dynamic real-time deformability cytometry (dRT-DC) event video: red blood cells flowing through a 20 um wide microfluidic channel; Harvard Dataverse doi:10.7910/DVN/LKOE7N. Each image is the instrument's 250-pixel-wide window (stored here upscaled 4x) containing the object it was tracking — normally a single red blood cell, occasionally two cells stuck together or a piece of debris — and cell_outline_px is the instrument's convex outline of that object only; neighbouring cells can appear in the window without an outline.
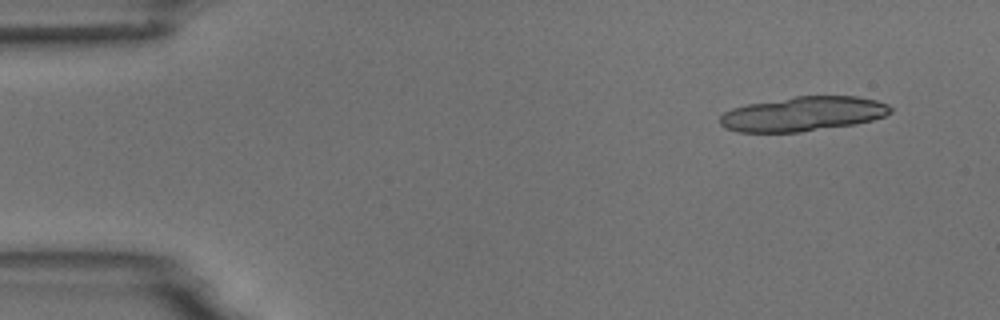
{"species": "common noctule bat (a hibernating species)", "species_latin": "Nyctalus noctula", "temperature_condition": "room temperature", "stored_images_in_passage": 8, "camera_frame_rate_fps": 3000, "um_per_image_px": 0.085, "animal": {"sex": "male", "body_mass_g": 18.8}, "frame": {"image": 1, "passage_image": 1, "time_ms": 0.0, "image_size_px": [1000, 320], "cell_outline_px": [[892, 112], [884, 116], [872, 120], [856, 124], [800, 132], [736, 132], [724, 128], [720, 124], [720, 116], [724, 112], [732, 108], [748, 104], [796, 96], [856, 96], [876, 100], [888, 104], [892, 108]], "centroid_in_image_um": [68.25, 9.69], "position_along_channel_um": 16.7, "area_um2": 34.39}}
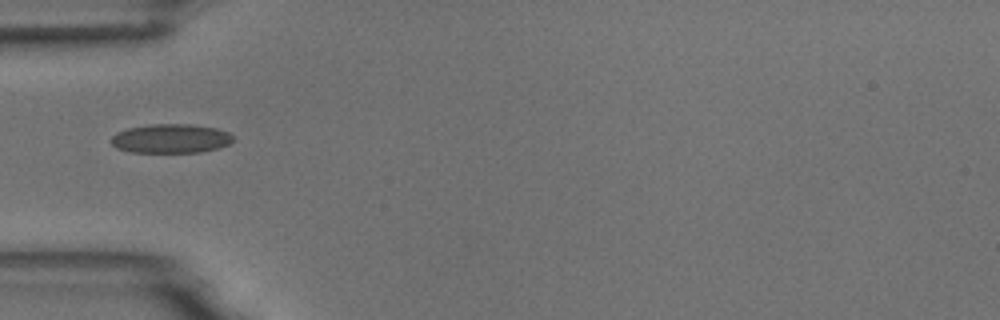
{"frame": {"image": 2, "passage_image": 4, "time_ms": 4.333, "image_size_px": [1000, 320], "cell_outline_px": [[232, 140], [228, 144], [220, 148], [200, 152], [132, 152], [116, 148], [112, 144], [112, 136], [116, 132], [128, 128], [148, 124], [192, 124], [216, 128], [228, 132], [232, 136]], "centroid_in_image_um": [14.51, 11.77], "position_along_channel_um": 70.5, "area_um2": 20.69}}
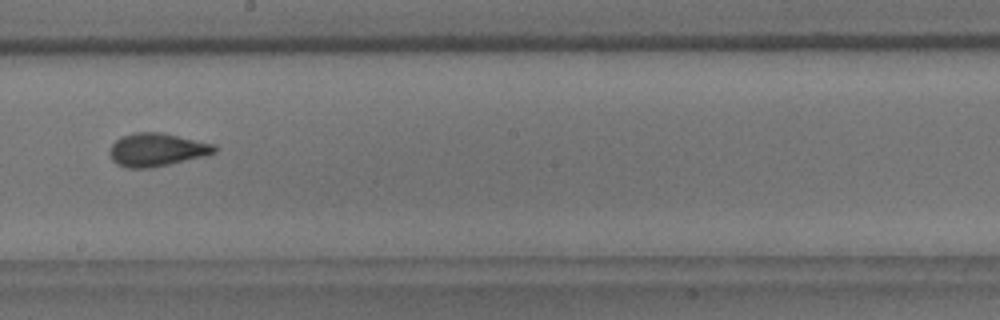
{"frame": {"image": 3, "passage_image": 8, "time_ms": 8.667, "image_size_px": [1000, 320], "cell_outline_px": [[220, 148], [216, 152], [204, 156], [152, 168], [124, 168], [116, 164], [112, 160], [108, 152], [112, 144], [120, 136], [132, 132], [160, 132], [212, 144]], "centroid_in_image_um": [13.27, 12.73], "position_along_channel_um": 234.9, "area_um2": 20.35}}